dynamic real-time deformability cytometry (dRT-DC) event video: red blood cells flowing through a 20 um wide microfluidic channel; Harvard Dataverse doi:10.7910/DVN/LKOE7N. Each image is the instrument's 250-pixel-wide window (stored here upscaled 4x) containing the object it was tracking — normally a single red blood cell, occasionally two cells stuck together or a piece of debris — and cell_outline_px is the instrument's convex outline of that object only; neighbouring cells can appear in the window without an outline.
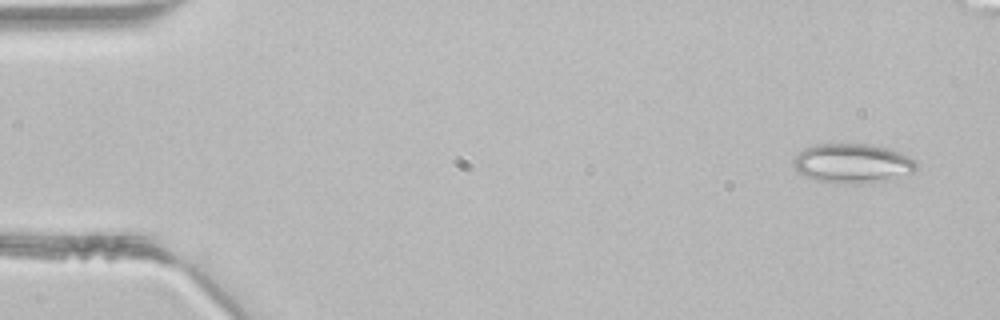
{"species": "common noctule bat (a hibernating species)", "species_latin": "Nyctalus noctula", "temperature_condition": "room temperature", "stored_images_in_passage": 43, "segment_of_instrument_passage": [1, 2], "camera_frame_rate_fps": 3000, "um_per_image_px": 0.085, "animal": {"sex": "male", "body_mass_g": 21.5, "forearm_length_mm": 52.0}, "frame": {"image": 1, "passage_image": 1, "time_ms": 0.0, "image_size_px": [1000, 320], "cell_outline_px": [[920, 164], [916, 172], [892, 180], [816, 180], [800, 172], [792, 164], [792, 160], [804, 148], [816, 144], [868, 144], [888, 148], [900, 152], [916, 160]], "centroid_in_image_um": [72.56, 13.82], "position_along_channel_um": 12.4, "area_um2": 27.34}}
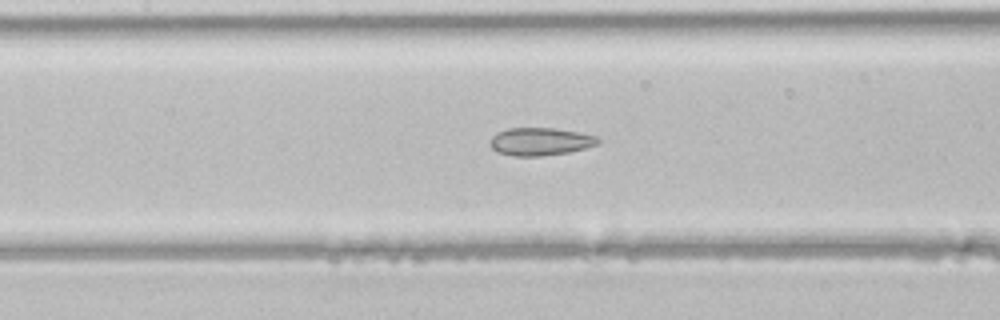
{"frame": {"image": 2, "passage_image": 19, "time_ms": 6.0, "image_size_px": [1000, 320], "cell_outline_px": [[600, 140], [596, 144], [584, 148], [568, 152], [540, 156], [512, 156], [496, 152], [488, 144], [492, 136], [496, 132], [508, 128], [552, 128], [576, 132], [596, 136]], "centroid_in_image_um": [45.84, 12.03], "position_along_channel_um": 161.6, "area_um2": 17.4}}
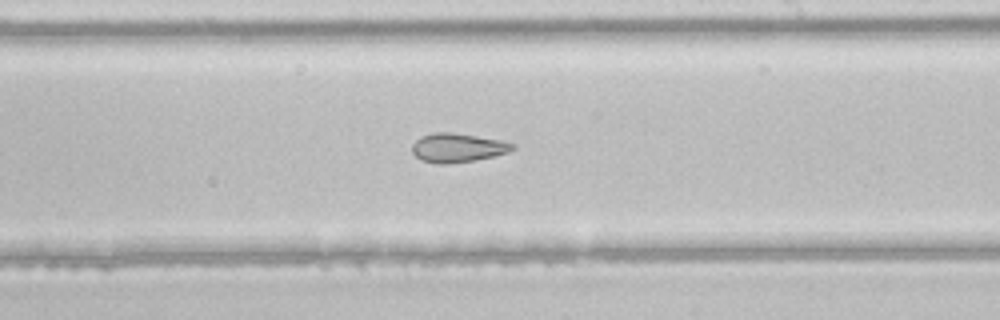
{"frame": {"image": 3, "passage_image": 25, "time_ms": 8.0, "image_size_px": [1000, 320], "cell_outline_px": [[516, 148], [508, 152], [496, 156], [476, 160], [448, 164], [436, 164], [420, 160], [412, 152], [412, 144], [420, 136], [432, 132], [452, 132], [500, 140], [516, 144]], "centroid_in_image_um": [38.89, 12.56], "position_along_channel_um": 250.1, "area_um2": 17.22}}